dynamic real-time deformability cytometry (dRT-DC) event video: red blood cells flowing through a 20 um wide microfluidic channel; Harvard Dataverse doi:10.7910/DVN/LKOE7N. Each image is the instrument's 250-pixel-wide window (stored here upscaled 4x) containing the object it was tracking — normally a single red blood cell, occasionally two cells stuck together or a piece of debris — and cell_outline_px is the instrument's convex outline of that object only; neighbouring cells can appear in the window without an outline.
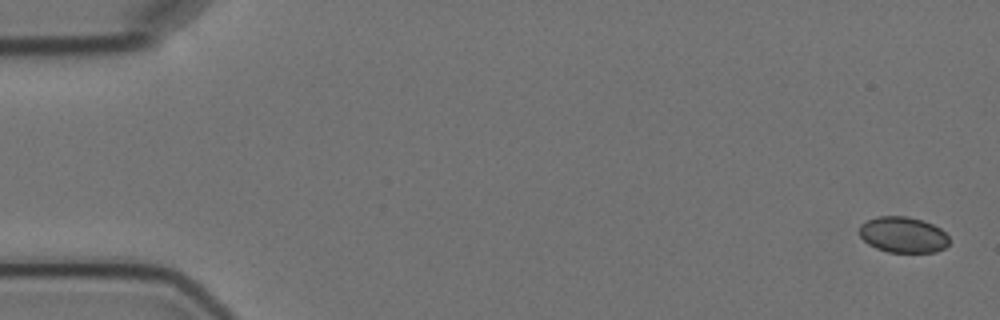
{"species": "Egyptian fruit bat (a non-hibernating species)", "species_latin": "Rousettus aegyptiacus", "temperature_condition": "cold", "stored_images_in_passage": 9, "camera_frame_rate_fps": 3000, "um_per_image_px": 0.085, "animal": {"sex": "female"}, "frame": {"image": 1, "passage_image": 1, "time_ms": 0.0, "image_size_px": [1000, 320], "cell_outline_px": [[948, 244], [944, 248], [936, 252], [888, 252], [876, 248], [868, 244], [860, 236], [860, 224], [876, 216], [908, 216], [932, 224], [940, 228], [948, 236]], "centroid_in_image_um": [76.75, 19.95], "position_along_channel_um": 8.3, "area_um2": 18.73}}
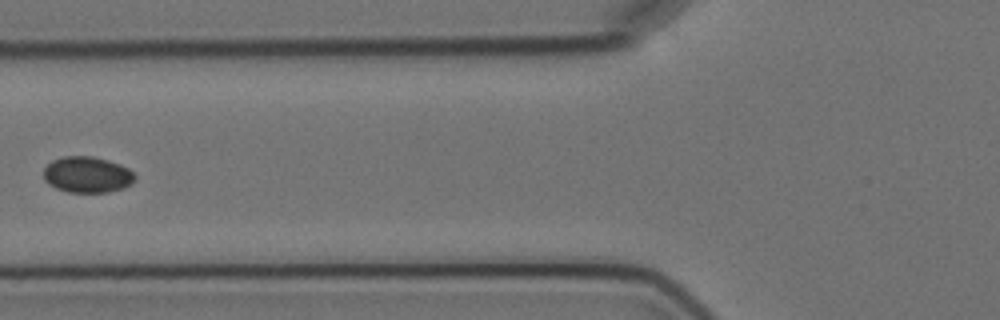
{"frame": {"image": 2, "passage_image": 7, "time_ms": 7.0, "image_size_px": [1000, 320], "cell_outline_px": [[136, 180], [132, 184], [124, 188], [108, 192], [68, 192], [56, 188], [48, 184], [44, 180], [44, 168], [52, 160], [64, 156], [92, 156], [108, 160], [120, 164], [136, 172]], "centroid_in_image_um": [7.45, 14.84], "position_along_channel_um": 118.3, "area_um2": 19.48}}
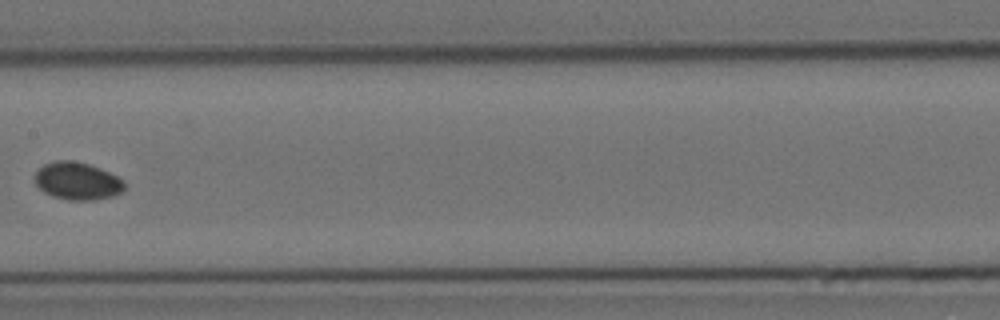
{"frame": {"image": 3, "passage_image": 9, "time_ms": 9.333, "image_size_px": [1000, 320], "cell_outline_px": [[128, 184], [120, 192], [112, 196], [96, 200], [68, 200], [52, 196], [44, 192], [36, 184], [36, 172], [44, 164], [52, 160], [72, 160], [88, 164], [100, 168], [124, 180]], "centroid_in_image_um": [6.59, 15.38], "position_along_channel_um": 200.8, "area_um2": 19.65}}